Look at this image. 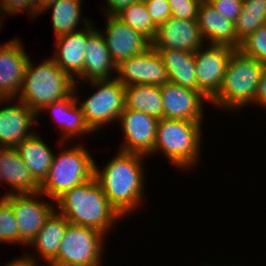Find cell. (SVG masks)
<instances>
[{
  "mask_svg": "<svg viewBox=\"0 0 266 266\" xmlns=\"http://www.w3.org/2000/svg\"><path fill=\"white\" fill-rule=\"evenodd\" d=\"M116 152L117 154L103 167H99L95 160L94 176L100 183L108 201L126 220L128 216L141 210L143 208L141 206L146 203L145 180L147 178L145 177L147 169L144 163L149 158L121 150Z\"/></svg>",
  "mask_w": 266,
  "mask_h": 266,
  "instance_id": "cell-1",
  "label": "cell"
},
{
  "mask_svg": "<svg viewBox=\"0 0 266 266\" xmlns=\"http://www.w3.org/2000/svg\"><path fill=\"white\" fill-rule=\"evenodd\" d=\"M55 210L70 224L92 227L106 236L124 220L108 201L95 176L60 195L55 200Z\"/></svg>",
  "mask_w": 266,
  "mask_h": 266,
  "instance_id": "cell-2",
  "label": "cell"
},
{
  "mask_svg": "<svg viewBox=\"0 0 266 266\" xmlns=\"http://www.w3.org/2000/svg\"><path fill=\"white\" fill-rule=\"evenodd\" d=\"M203 122L167 118L158 120L154 150L148 158L159 153L175 169L193 172L202 162Z\"/></svg>",
  "mask_w": 266,
  "mask_h": 266,
  "instance_id": "cell-3",
  "label": "cell"
},
{
  "mask_svg": "<svg viewBox=\"0 0 266 266\" xmlns=\"http://www.w3.org/2000/svg\"><path fill=\"white\" fill-rule=\"evenodd\" d=\"M263 69L257 59L235 49L229 58L221 88L210 105L231 114L255 106V94Z\"/></svg>",
  "mask_w": 266,
  "mask_h": 266,
  "instance_id": "cell-4",
  "label": "cell"
},
{
  "mask_svg": "<svg viewBox=\"0 0 266 266\" xmlns=\"http://www.w3.org/2000/svg\"><path fill=\"white\" fill-rule=\"evenodd\" d=\"M29 58L17 100L37 115L48 104L61 101L74 93L75 80L50 57L39 64Z\"/></svg>",
  "mask_w": 266,
  "mask_h": 266,
  "instance_id": "cell-5",
  "label": "cell"
},
{
  "mask_svg": "<svg viewBox=\"0 0 266 266\" xmlns=\"http://www.w3.org/2000/svg\"><path fill=\"white\" fill-rule=\"evenodd\" d=\"M58 142L61 150L55 152L48 175L40 184V192L52 201L93 178L95 172V160L86 145Z\"/></svg>",
  "mask_w": 266,
  "mask_h": 266,
  "instance_id": "cell-6",
  "label": "cell"
},
{
  "mask_svg": "<svg viewBox=\"0 0 266 266\" xmlns=\"http://www.w3.org/2000/svg\"><path fill=\"white\" fill-rule=\"evenodd\" d=\"M86 83V84H85ZM81 84V85H80ZM75 83L74 95L90 129L101 133L102 128L117 123L121 112L125 109V87L116 78ZM90 87L93 92L81 100L83 86ZM80 85V86H79ZM80 94V95H79ZM82 101V102H81Z\"/></svg>",
  "mask_w": 266,
  "mask_h": 266,
  "instance_id": "cell-7",
  "label": "cell"
},
{
  "mask_svg": "<svg viewBox=\"0 0 266 266\" xmlns=\"http://www.w3.org/2000/svg\"><path fill=\"white\" fill-rule=\"evenodd\" d=\"M107 237L92 227L69 223L58 254L50 262L67 266H102Z\"/></svg>",
  "mask_w": 266,
  "mask_h": 266,
  "instance_id": "cell-8",
  "label": "cell"
},
{
  "mask_svg": "<svg viewBox=\"0 0 266 266\" xmlns=\"http://www.w3.org/2000/svg\"><path fill=\"white\" fill-rule=\"evenodd\" d=\"M3 197L12 206L19 230V239L27 247L55 210V201L48 200L41 192L9 194Z\"/></svg>",
  "mask_w": 266,
  "mask_h": 266,
  "instance_id": "cell-9",
  "label": "cell"
},
{
  "mask_svg": "<svg viewBox=\"0 0 266 266\" xmlns=\"http://www.w3.org/2000/svg\"><path fill=\"white\" fill-rule=\"evenodd\" d=\"M234 50L226 45L204 44L194 53L197 91L210 101L221 88L229 58Z\"/></svg>",
  "mask_w": 266,
  "mask_h": 266,
  "instance_id": "cell-10",
  "label": "cell"
},
{
  "mask_svg": "<svg viewBox=\"0 0 266 266\" xmlns=\"http://www.w3.org/2000/svg\"><path fill=\"white\" fill-rule=\"evenodd\" d=\"M123 134L119 150L148 157L154 150L158 119L143 112L125 108L119 117Z\"/></svg>",
  "mask_w": 266,
  "mask_h": 266,
  "instance_id": "cell-11",
  "label": "cell"
},
{
  "mask_svg": "<svg viewBox=\"0 0 266 266\" xmlns=\"http://www.w3.org/2000/svg\"><path fill=\"white\" fill-rule=\"evenodd\" d=\"M4 103L0 108V148H15L36 132L38 115L17 99H5Z\"/></svg>",
  "mask_w": 266,
  "mask_h": 266,
  "instance_id": "cell-12",
  "label": "cell"
},
{
  "mask_svg": "<svg viewBox=\"0 0 266 266\" xmlns=\"http://www.w3.org/2000/svg\"><path fill=\"white\" fill-rule=\"evenodd\" d=\"M116 79L124 86L137 84L162 86L169 82L167 70L152 46L117 65Z\"/></svg>",
  "mask_w": 266,
  "mask_h": 266,
  "instance_id": "cell-13",
  "label": "cell"
},
{
  "mask_svg": "<svg viewBox=\"0 0 266 266\" xmlns=\"http://www.w3.org/2000/svg\"><path fill=\"white\" fill-rule=\"evenodd\" d=\"M102 16L105 17L106 23L104 30L100 32L116 66L151 47V41L146 36L129 27L116 15Z\"/></svg>",
  "mask_w": 266,
  "mask_h": 266,
  "instance_id": "cell-14",
  "label": "cell"
},
{
  "mask_svg": "<svg viewBox=\"0 0 266 266\" xmlns=\"http://www.w3.org/2000/svg\"><path fill=\"white\" fill-rule=\"evenodd\" d=\"M163 118L186 121H203L206 104H210L200 91L166 82L160 86Z\"/></svg>",
  "mask_w": 266,
  "mask_h": 266,
  "instance_id": "cell-15",
  "label": "cell"
},
{
  "mask_svg": "<svg viewBox=\"0 0 266 266\" xmlns=\"http://www.w3.org/2000/svg\"><path fill=\"white\" fill-rule=\"evenodd\" d=\"M18 37L0 44V95L16 99L20 93L29 55Z\"/></svg>",
  "mask_w": 266,
  "mask_h": 266,
  "instance_id": "cell-16",
  "label": "cell"
},
{
  "mask_svg": "<svg viewBox=\"0 0 266 266\" xmlns=\"http://www.w3.org/2000/svg\"><path fill=\"white\" fill-rule=\"evenodd\" d=\"M205 44L197 20L169 17L157 26L151 46L154 49H175L195 53Z\"/></svg>",
  "mask_w": 266,
  "mask_h": 266,
  "instance_id": "cell-17",
  "label": "cell"
},
{
  "mask_svg": "<svg viewBox=\"0 0 266 266\" xmlns=\"http://www.w3.org/2000/svg\"><path fill=\"white\" fill-rule=\"evenodd\" d=\"M117 66L112 60L105 38L96 24L87 26V43L83 73L75 80L83 83L116 78ZM82 80V81H81Z\"/></svg>",
  "mask_w": 266,
  "mask_h": 266,
  "instance_id": "cell-18",
  "label": "cell"
},
{
  "mask_svg": "<svg viewBox=\"0 0 266 266\" xmlns=\"http://www.w3.org/2000/svg\"><path fill=\"white\" fill-rule=\"evenodd\" d=\"M47 113L56 122L61 135L59 141L62 142H75L76 139H80L86 136L95 135L85 121L84 114L76 101L74 93L61 101L48 104L38 114V118L41 114ZM92 133V134H91ZM62 137V138H61Z\"/></svg>",
  "mask_w": 266,
  "mask_h": 266,
  "instance_id": "cell-19",
  "label": "cell"
},
{
  "mask_svg": "<svg viewBox=\"0 0 266 266\" xmlns=\"http://www.w3.org/2000/svg\"><path fill=\"white\" fill-rule=\"evenodd\" d=\"M197 22L205 44L226 45L240 49L235 23L219 14L208 0H202L198 7Z\"/></svg>",
  "mask_w": 266,
  "mask_h": 266,
  "instance_id": "cell-20",
  "label": "cell"
},
{
  "mask_svg": "<svg viewBox=\"0 0 266 266\" xmlns=\"http://www.w3.org/2000/svg\"><path fill=\"white\" fill-rule=\"evenodd\" d=\"M0 183L9 188L2 196L40 192V184L15 148H0Z\"/></svg>",
  "mask_w": 266,
  "mask_h": 266,
  "instance_id": "cell-21",
  "label": "cell"
},
{
  "mask_svg": "<svg viewBox=\"0 0 266 266\" xmlns=\"http://www.w3.org/2000/svg\"><path fill=\"white\" fill-rule=\"evenodd\" d=\"M54 51L51 58L74 80L84 70L85 50L87 43V26L76 32L54 38Z\"/></svg>",
  "mask_w": 266,
  "mask_h": 266,
  "instance_id": "cell-22",
  "label": "cell"
},
{
  "mask_svg": "<svg viewBox=\"0 0 266 266\" xmlns=\"http://www.w3.org/2000/svg\"><path fill=\"white\" fill-rule=\"evenodd\" d=\"M68 224L69 222L66 218L54 210L45 221L43 227L27 245L29 248L31 246L33 250L35 249L37 253L25 252L24 255L37 263H41V261H44V263L50 262L58 254Z\"/></svg>",
  "mask_w": 266,
  "mask_h": 266,
  "instance_id": "cell-23",
  "label": "cell"
},
{
  "mask_svg": "<svg viewBox=\"0 0 266 266\" xmlns=\"http://www.w3.org/2000/svg\"><path fill=\"white\" fill-rule=\"evenodd\" d=\"M82 5V0H57L42 10L40 15L49 10L52 11H49V13L52 14L51 25L54 38L76 32L93 23L91 22L93 20H90L89 16H85L86 18L83 17L81 13ZM81 23L83 26L79 25Z\"/></svg>",
  "mask_w": 266,
  "mask_h": 266,
  "instance_id": "cell-24",
  "label": "cell"
},
{
  "mask_svg": "<svg viewBox=\"0 0 266 266\" xmlns=\"http://www.w3.org/2000/svg\"><path fill=\"white\" fill-rule=\"evenodd\" d=\"M164 64L169 82L197 91L195 56L175 49H155Z\"/></svg>",
  "mask_w": 266,
  "mask_h": 266,
  "instance_id": "cell-25",
  "label": "cell"
},
{
  "mask_svg": "<svg viewBox=\"0 0 266 266\" xmlns=\"http://www.w3.org/2000/svg\"><path fill=\"white\" fill-rule=\"evenodd\" d=\"M40 133L35 132L26 138L15 149L25 165L30 170L33 178L41 184L47 177L55 152L41 139Z\"/></svg>",
  "mask_w": 266,
  "mask_h": 266,
  "instance_id": "cell-26",
  "label": "cell"
},
{
  "mask_svg": "<svg viewBox=\"0 0 266 266\" xmlns=\"http://www.w3.org/2000/svg\"><path fill=\"white\" fill-rule=\"evenodd\" d=\"M125 108L143 112L158 120L163 118L160 86L137 84L125 87Z\"/></svg>",
  "mask_w": 266,
  "mask_h": 266,
  "instance_id": "cell-27",
  "label": "cell"
},
{
  "mask_svg": "<svg viewBox=\"0 0 266 266\" xmlns=\"http://www.w3.org/2000/svg\"><path fill=\"white\" fill-rule=\"evenodd\" d=\"M266 25V0H243L235 23L237 39L242 42L259 27Z\"/></svg>",
  "mask_w": 266,
  "mask_h": 266,
  "instance_id": "cell-28",
  "label": "cell"
},
{
  "mask_svg": "<svg viewBox=\"0 0 266 266\" xmlns=\"http://www.w3.org/2000/svg\"><path fill=\"white\" fill-rule=\"evenodd\" d=\"M116 16L132 29L142 33L150 41L154 39L157 25L153 22L144 0L129 5Z\"/></svg>",
  "mask_w": 266,
  "mask_h": 266,
  "instance_id": "cell-29",
  "label": "cell"
},
{
  "mask_svg": "<svg viewBox=\"0 0 266 266\" xmlns=\"http://www.w3.org/2000/svg\"><path fill=\"white\" fill-rule=\"evenodd\" d=\"M0 243L25 245L19 239V230L12 206L3 196L0 197Z\"/></svg>",
  "mask_w": 266,
  "mask_h": 266,
  "instance_id": "cell-30",
  "label": "cell"
},
{
  "mask_svg": "<svg viewBox=\"0 0 266 266\" xmlns=\"http://www.w3.org/2000/svg\"><path fill=\"white\" fill-rule=\"evenodd\" d=\"M240 50L266 66V25L259 27L241 42Z\"/></svg>",
  "mask_w": 266,
  "mask_h": 266,
  "instance_id": "cell-31",
  "label": "cell"
},
{
  "mask_svg": "<svg viewBox=\"0 0 266 266\" xmlns=\"http://www.w3.org/2000/svg\"><path fill=\"white\" fill-rule=\"evenodd\" d=\"M0 9L5 17L26 11L30 20L37 19V0H0Z\"/></svg>",
  "mask_w": 266,
  "mask_h": 266,
  "instance_id": "cell-32",
  "label": "cell"
},
{
  "mask_svg": "<svg viewBox=\"0 0 266 266\" xmlns=\"http://www.w3.org/2000/svg\"><path fill=\"white\" fill-rule=\"evenodd\" d=\"M202 0H168L171 17L197 20L198 7Z\"/></svg>",
  "mask_w": 266,
  "mask_h": 266,
  "instance_id": "cell-33",
  "label": "cell"
},
{
  "mask_svg": "<svg viewBox=\"0 0 266 266\" xmlns=\"http://www.w3.org/2000/svg\"><path fill=\"white\" fill-rule=\"evenodd\" d=\"M214 9L227 18L229 21L236 23L238 16L243 7V0H208Z\"/></svg>",
  "mask_w": 266,
  "mask_h": 266,
  "instance_id": "cell-34",
  "label": "cell"
},
{
  "mask_svg": "<svg viewBox=\"0 0 266 266\" xmlns=\"http://www.w3.org/2000/svg\"><path fill=\"white\" fill-rule=\"evenodd\" d=\"M153 22L158 26L171 17L168 0H144Z\"/></svg>",
  "mask_w": 266,
  "mask_h": 266,
  "instance_id": "cell-35",
  "label": "cell"
},
{
  "mask_svg": "<svg viewBox=\"0 0 266 266\" xmlns=\"http://www.w3.org/2000/svg\"><path fill=\"white\" fill-rule=\"evenodd\" d=\"M137 1L139 0H105V4H103L105 7L101 12H104L103 15H117L124 8Z\"/></svg>",
  "mask_w": 266,
  "mask_h": 266,
  "instance_id": "cell-36",
  "label": "cell"
},
{
  "mask_svg": "<svg viewBox=\"0 0 266 266\" xmlns=\"http://www.w3.org/2000/svg\"><path fill=\"white\" fill-rule=\"evenodd\" d=\"M255 106L266 111V66L263 69L260 82L255 94Z\"/></svg>",
  "mask_w": 266,
  "mask_h": 266,
  "instance_id": "cell-37",
  "label": "cell"
},
{
  "mask_svg": "<svg viewBox=\"0 0 266 266\" xmlns=\"http://www.w3.org/2000/svg\"><path fill=\"white\" fill-rule=\"evenodd\" d=\"M3 266H42V264L32 261L25 255H22L20 257H15L14 259L9 260L5 264L3 263Z\"/></svg>",
  "mask_w": 266,
  "mask_h": 266,
  "instance_id": "cell-38",
  "label": "cell"
},
{
  "mask_svg": "<svg viewBox=\"0 0 266 266\" xmlns=\"http://www.w3.org/2000/svg\"><path fill=\"white\" fill-rule=\"evenodd\" d=\"M57 0H37V17L40 16V13L43 9L55 3Z\"/></svg>",
  "mask_w": 266,
  "mask_h": 266,
  "instance_id": "cell-39",
  "label": "cell"
},
{
  "mask_svg": "<svg viewBox=\"0 0 266 266\" xmlns=\"http://www.w3.org/2000/svg\"><path fill=\"white\" fill-rule=\"evenodd\" d=\"M67 266V265H63V264H59V263H54V262H47L45 264L42 263V266Z\"/></svg>",
  "mask_w": 266,
  "mask_h": 266,
  "instance_id": "cell-40",
  "label": "cell"
},
{
  "mask_svg": "<svg viewBox=\"0 0 266 266\" xmlns=\"http://www.w3.org/2000/svg\"><path fill=\"white\" fill-rule=\"evenodd\" d=\"M3 13H2V11H1V9H0V31H1V28H2V24H4L3 23V20H4V16L2 15ZM3 18V19H2ZM2 19V20H1Z\"/></svg>",
  "mask_w": 266,
  "mask_h": 266,
  "instance_id": "cell-41",
  "label": "cell"
},
{
  "mask_svg": "<svg viewBox=\"0 0 266 266\" xmlns=\"http://www.w3.org/2000/svg\"><path fill=\"white\" fill-rule=\"evenodd\" d=\"M199 265H200V266H212V264H211V265H208V264L205 265V263H203V265H201V263H200ZM213 266H219V265H213ZM220 266H221V265H220ZM222 266H223V265H222ZM225 266H226V265H225ZM231 266H241V265H239V264L237 265V264H236V265H231Z\"/></svg>",
  "mask_w": 266,
  "mask_h": 266,
  "instance_id": "cell-42",
  "label": "cell"
},
{
  "mask_svg": "<svg viewBox=\"0 0 266 266\" xmlns=\"http://www.w3.org/2000/svg\"><path fill=\"white\" fill-rule=\"evenodd\" d=\"M4 98L0 95V105L2 106V104L4 103Z\"/></svg>",
  "mask_w": 266,
  "mask_h": 266,
  "instance_id": "cell-43",
  "label": "cell"
}]
</instances>
